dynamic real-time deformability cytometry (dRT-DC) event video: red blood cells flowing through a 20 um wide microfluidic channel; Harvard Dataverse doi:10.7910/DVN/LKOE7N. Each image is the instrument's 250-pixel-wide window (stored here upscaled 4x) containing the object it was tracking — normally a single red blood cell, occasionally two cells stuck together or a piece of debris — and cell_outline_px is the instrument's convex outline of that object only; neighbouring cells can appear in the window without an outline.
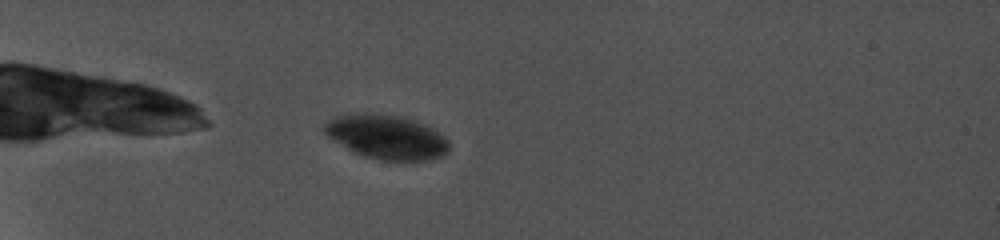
{"species": "common noctule bat (a hibernating species)", "species_latin": "Nyctalus noctula", "temperature_condition": "cold", "stored_images_in_passage": 10, "camera_frame_rate_fps": 5000, "um_per_image_px": 0.085, "animal": {"sex": "female", "body_mass_g": 19.0, "forearm_length_mm": 56.7}, "frame": {"image": 1, "passage_image": 2, "time_ms": 1.0, "image_size_px": [1000, 240], "cell_outline_px": [[448, 148], [440, 156], [424, 160], [380, 160], [364, 156], [352, 152], [336, 140], [324, 128], [332, 120], [344, 116], [388, 116], [408, 120], [420, 124], [428, 128], [440, 136], [448, 144]], "centroid_in_image_um": [32.88, 11.73], "position_along_channel_um": 52.1, "area_um2": 29.3}}
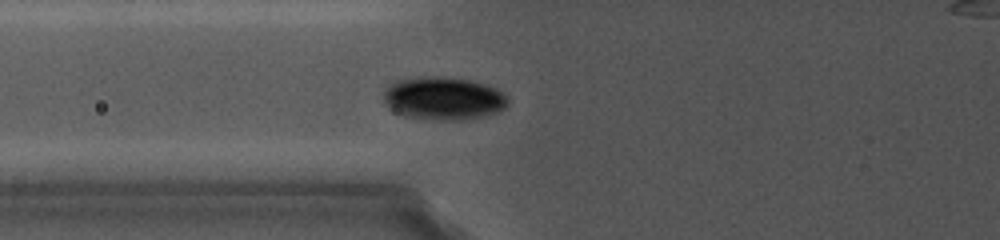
{"frame": {"image": 2, "passage_image": 5, "time_ms": 3.4, "image_size_px": [1000, 240], "cell_outline_px": [[508, 100], [504, 108], [496, 112], [484, 116], [468, 120], [440, 120], [404, 116], [396, 112], [384, 100], [384, 92], [396, 80], [420, 76], [436, 76], [464, 80], [480, 84], [492, 88], [500, 92]], "centroid_in_image_um": [37.66, 8.38], "position_along_channel_um": 88.1, "area_um2": 30.4}}